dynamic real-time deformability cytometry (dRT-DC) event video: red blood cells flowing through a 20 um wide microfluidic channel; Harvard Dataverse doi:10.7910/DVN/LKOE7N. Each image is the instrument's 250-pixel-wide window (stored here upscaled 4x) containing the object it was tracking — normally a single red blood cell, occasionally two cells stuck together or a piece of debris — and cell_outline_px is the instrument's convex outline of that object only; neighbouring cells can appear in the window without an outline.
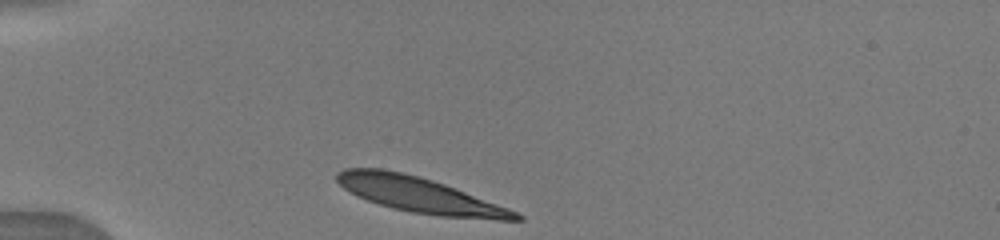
{"species": "human", "species_latin": "Homo sapiens", "temperature_condition": "warm", "stored_images_in_passage": 29, "camera_frame_rate_fps": 3000, "um_per_image_px": 0.085, "donor": {"sex": "male"}, "frame": {"image": 1, "passage_image": 1, "time_ms": 0.0, "image_size_px": [1000, 240], "cell_outline_px": [[524, 220], [500, 220], [440, 216], [412, 212], [392, 208], [356, 196], [344, 188], [336, 180], [336, 172], [344, 168], [380, 168], [400, 172], [432, 180], [444, 184], [508, 208], [524, 216]], "centroid_in_image_um": [35.65, 16.57], "position_along_channel_um": 49.3, "area_um2": 36.41}}
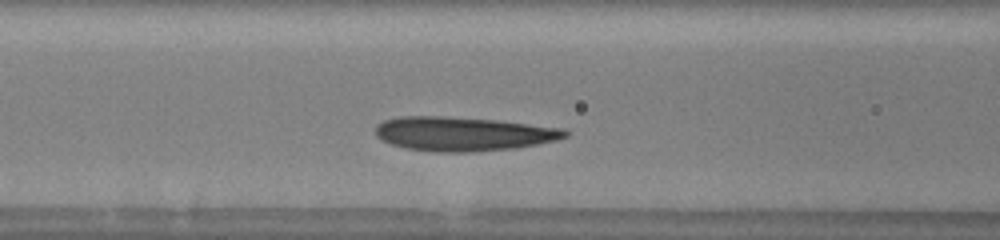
{"frame": {"image": 2, "passage_image": 12, "time_ms": 2.667, "image_size_px": [1000, 240], "cell_outline_px": [[568, 136], [556, 140], [516, 148], [468, 152], [432, 152], [408, 148], [392, 144], [376, 136], [376, 124], [384, 120], [400, 116], [440, 116], [492, 120], [564, 128], [568, 132]], "centroid_in_image_um": [39.35, 11.38], "position_along_channel_um": 127.2, "area_um2": 37.4}}
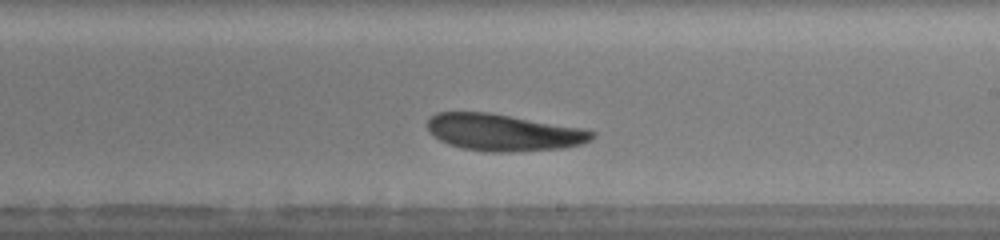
{"frame": {"image": 3, "passage_image": 19, "time_ms": 5.667, "image_size_px": [1000, 240], "cell_outline_px": [[596, 136], [592, 140], [580, 144], [564, 148], [512, 152], [484, 152], [460, 148], [448, 144], [440, 140], [428, 132], [428, 120], [436, 112], [488, 112], [584, 128], [596, 132]], "centroid_in_image_um": [42.81, 11.26], "position_along_channel_um": 246.2, "area_um2": 35.66}}